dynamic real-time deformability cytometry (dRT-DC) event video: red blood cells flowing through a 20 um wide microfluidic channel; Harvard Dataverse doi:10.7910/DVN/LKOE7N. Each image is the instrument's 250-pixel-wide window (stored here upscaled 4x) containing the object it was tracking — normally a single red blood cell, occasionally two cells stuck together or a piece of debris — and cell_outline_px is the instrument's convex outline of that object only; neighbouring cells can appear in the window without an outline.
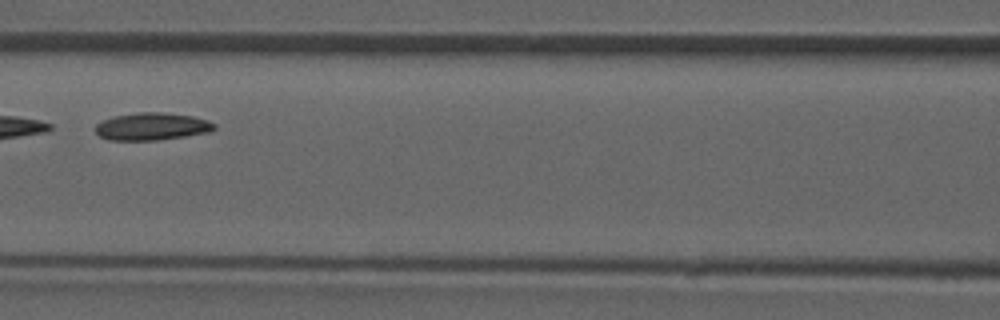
{"species": "common noctule bat (a hibernating species)", "species_latin": "Nyctalus noctula", "temperature_condition": "room temperature", "stored_images_in_passage": 7, "camera_frame_rate_fps": 3000, "um_per_image_px": 0.085, "animal": {"sex": "male", "forearm_length_mm": 52.5}, "frame": {"image": 1, "passage_image": 5, "time_ms": 4.667, "image_size_px": [1000, 320], "cell_outline_px": [[216, 128], [212, 132], [156, 140], [108, 140], [100, 136], [96, 132], [96, 124], [104, 120], [116, 116], [136, 112], [164, 112], [192, 116], [208, 120], [216, 124]], "centroid_in_image_um": [12.95, 10.75], "position_along_channel_um": 153.6, "area_um2": 19.02}}